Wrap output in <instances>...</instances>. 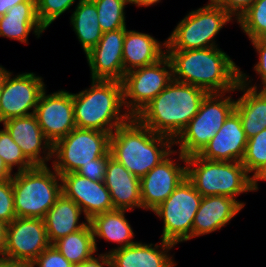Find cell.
Here are the masks:
<instances>
[{
	"label": "cell",
	"instance_id": "1",
	"mask_svg": "<svg viewBox=\"0 0 266 267\" xmlns=\"http://www.w3.org/2000/svg\"><path fill=\"white\" fill-rule=\"evenodd\" d=\"M173 79L209 93L234 92L240 81V68L219 47L193 50H166Z\"/></svg>",
	"mask_w": 266,
	"mask_h": 267
},
{
	"label": "cell",
	"instance_id": "2",
	"mask_svg": "<svg viewBox=\"0 0 266 267\" xmlns=\"http://www.w3.org/2000/svg\"><path fill=\"white\" fill-rule=\"evenodd\" d=\"M173 145L172 138L154 133L131 117L111 133L109 151L112 158L141 179L173 151Z\"/></svg>",
	"mask_w": 266,
	"mask_h": 267
},
{
	"label": "cell",
	"instance_id": "3",
	"mask_svg": "<svg viewBox=\"0 0 266 267\" xmlns=\"http://www.w3.org/2000/svg\"><path fill=\"white\" fill-rule=\"evenodd\" d=\"M207 94L201 88L173 79L135 117L154 133L175 140L198 113Z\"/></svg>",
	"mask_w": 266,
	"mask_h": 267
},
{
	"label": "cell",
	"instance_id": "4",
	"mask_svg": "<svg viewBox=\"0 0 266 267\" xmlns=\"http://www.w3.org/2000/svg\"><path fill=\"white\" fill-rule=\"evenodd\" d=\"M72 95L76 128L112 133L131 118L124 110L121 81L92 79L91 87Z\"/></svg>",
	"mask_w": 266,
	"mask_h": 267
},
{
	"label": "cell",
	"instance_id": "5",
	"mask_svg": "<svg viewBox=\"0 0 266 267\" xmlns=\"http://www.w3.org/2000/svg\"><path fill=\"white\" fill-rule=\"evenodd\" d=\"M186 178L204 196L222 195L236 199L242 193L253 192L252 176L241 161H211L198 154L186 158Z\"/></svg>",
	"mask_w": 266,
	"mask_h": 267
},
{
	"label": "cell",
	"instance_id": "6",
	"mask_svg": "<svg viewBox=\"0 0 266 267\" xmlns=\"http://www.w3.org/2000/svg\"><path fill=\"white\" fill-rule=\"evenodd\" d=\"M46 166H34L12 176L16 217L43 219L62 194L61 176Z\"/></svg>",
	"mask_w": 266,
	"mask_h": 267
},
{
	"label": "cell",
	"instance_id": "7",
	"mask_svg": "<svg viewBox=\"0 0 266 267\" xmlns=\"http://www.w3.org/2000/svg\"><path fill=\"white\" fill-rule=\"evenodd\" d=\"M226 93H209L202 100L198 113L174 140L182 155L199 154L235 110V101Z\"/></svg>",
	"mask_w": 266,
	"mask_h": 267
},
{
	"label": "cell",
	"instance_id": "8",
	"mask_svg": "<svg viewBox=\"0 0 266 267\" xmlns=\"http://www.w3.org/2000/svg\"><path fill=\"white\" fill-rule=\"evenodd\" d=\"M189 12L167 38L166 50H193L218 47L215 36L232 17L210 0Z\"/></svg>",
	"mask_w": 266,
	"mask_h": 267
},
{
	"label": "cell",
	"instance_id": "9",
	"mask_svg": "<svg viewBox=\"0 0 266 267\" xmlns=\"http://www.w3.org/2000/svg\"><path fill=\"white\" fill-rule=\"evenodd\" d=\"M111 133L74 128L52 147V168L61 174L77 172L83 165L105 156L110 150Z\"/></svg>",
	"mask_w": 266,
	"mask_h": 267
},
{
	"label": "cell",
	"instance_id": "10",
	"mask_svg": "<svg viewBox=\"0 0 266 267\" xmlns=\"http://www.w3.org/2000/svg\"><path fill=\"white\" fill-rule=\"evenodd\" d=\"M202 196L186 178L154 212L163 219L160 239L175 245L192 239L194 216L199 209Z\"/></svg>",
	"mask_w": 266,
	"mask_h": 267
},
{
	"label": "cell",
	"instance_id": "11",
	"mask_svg": "<svg viewBox=\"0 0 266 267\" xmlns=\"http://www.w3.org/2000/svg\"><path fill=\"white\" fill-rule=\"evenodd\" d=\"M172 80V65L167 55L156 63L125 73L121 81L125 110L135 117Z\"/></svg>",
	"mask_w": 266,
	"mask_h": 267
},
{
	"label": "cell",
	"instance_id": "12",
	"mask_svg": "<svg viewBox=\"0 0 266 267\" xmlns=\"http://www.w3.org/2000/svg\"><path fill=\"white\" fill-rule=\"evenodd\" d=\"M50 245L43 219L16 217L7 224L2 255L28 267Z\"/></svg>",
	"mask_w": 266,
	"mask_h": 267
},
{
	"label": "cell",
	"instance_id": "13",
	"mask_svg": "<svg viewBox=\"0 0 266 267\" xmlns=\"http://www.w3.org/2000/svg\"><path fill=\"white\" fill-rule=\"evenodd\" d=\"M12 74L5 69L0 97V123L10 118L34 114L40 95L46 88L43 78L33 72L15 76Z\"/></svg>",
	"mask_w": 266,
	"mask_h": 267
},
{
	"label": "cell",
	"instance_id": "14",
	"mask_svg": "<svg viewBox=\"0 0 266 267\" xmlns=\"http://www.w3.org/2000/svg\"><path fill=\"white\" fill-rule=\"evenodd\" d=\"M45 90L40 95L34 115L45 137L53 145L76 128L73 95L65 90L46 95Z\"/></svg>",
	"mask_w": 266,
	"mask_h": 267
},
{
	"label": "cell",
	"instance_id": "15",
	"mask_svg": "<svg viewBox=\"0 0 266 267\" xmlns=\"http://www.w3.org/2000/svg\"><path fill=\"white\" fill-rule=\"evenodd\" d=\"M174 153L178 152L173 150L165 159L140 179L143 209L153 211L186 179L187 157L179 152L178 160L185 163V166H181L170 158Z\"/></svg>",
	"mask_w": 266,
	"mask_h": 267
},
{
	"label": "cell",
	"instance_id": "16",
	"mask_svg": "<svg viewBox=\"0 0 266 267\" xmlns=\"http://www.w3.org/2000/svg\"><path fill=\"white\" fill-rule=\"evenodd\" d=\"M60 176L62 193L81 208L86 220L114 210L110 192L103 181H92L76 172Z\"/></svg>",
	"mask_w": 266,
	"mask_h": 267
},
{
	"label": "cell",
	"instance_id": "17",
	"mask_svg": "<svg viewBox=\"0 0 266 267\" xmlns=\"http://www.w3.org/2000/svg\"><path fill=\"white\" fill-rule=\"evenodd\" d=\"M126 29L103 33L98 44L85 54L91 70V80H123L125 73L122 49Z\"/></svg>",
	"mask_w": 266,
	"mask_h": 267
},
{
	"label": "cell",
	"instance_id": "18",
	"mask_svg": "<svg viewBox=\"0 0 266 267\" xmlns=\"http://www.w3.org/2000/svg\"><path fill=\"white\" fill-rule=\"evenodd\" d=\"M2 123L25 157L34 166H46L47 162L52 160L53 145L45 137L34 114L10 118Z\"/></svg>",
	"mask_w": 266,
	"mask_h": 267
},
{
	"label": "cell",
	"instance_id": "19",
	"mask_svg": "<svg viewBox=\"0 0 266 267\" xmlns=\"http://www.w3.org/2000/svg\"><path fill=\"white\" fill-rule=\"evenodd\" d=\"M247 141L239 114L234 110L198 155L211 161H241Z\"/></svg>",
	"mask_w": 266,
	"mask_h": 267
},
{
	"label": "cell",
	"instance_id": "20",
	"mask_svg": "<svg viewBox=\"0 0 266 267\" xmlns=\"http://www.w3.org/2000/svg\"><path fill=\"white\" fill-rule=\"evenodd\" d=\"M245 206L244 202L228 196H204L201 199L192 227V238L220 230Z\"/></svg>",
	"mask_w": 266,
	"mask_h": 267
},
{
	"label": "cell",
	"instance_id": "21",
	"mask_svg": "<svg viewBox=\"0 0 266 267\" xmlns=\"http://www.w3.org/2000/svg\"><path fill=\"white\" fill-rule=\"evenodd\" d=\"M174 246L176 245L162 239L155 245L137 241L110 252L111 267H175L176 263L168 255Z\"/></svg>",
	"mask_w": 266,
	"mask_h": 267
},
{
	"label": "cell",
	"instance_id": "22",
	"mask_svg": "<svg viewBox=\"0 0 266 267\" xmlns=\"http://www.w3.org/2000/svg\"><path fill=\"white\" fill-rule=\"evenodd\" d=\"M103 182L110 192L114 209L131 211L142 208L140 178L131 174L111 156L108 158Z\"/></svg>",
	"mask_w": 266,
	"mask_h": 267
},
{
	"label": "cell",
	"instance_id": "23",
	"mask_svg": "<svg viewBox=\"0 0 266 267\" xmlns=\"http://www.w3.org/2000/svg\"><path fill=\"white\" fill-rule=\"evenodd\" d=\"M166 46V41L161 43L149 34L126 29L122 49L124 73L156 63L166 55Z\"/></svg>",
	"mask_w": 266,
	"mask_h": 267
},
{
	"label": "cell",
	"instance_id": "24",
	"mask_svg": "<svg viewBox=\"0 0 266 267\" xmlns=\"http://www.w3.org/2000/svg\"><path fill=\"white\" fill-rule=\"evenodd\" d=\"M40 37L46 30L37 15V1L18 3L0 16V36L28 44V35Z\"/></svg>",
	"mask_w": 266,
	"mask_h": 267
},
{
	"label": "cell",
	"instance_id": "25",
	"mask_svg": "<svg viewBox=\"0 0 266 267\" xmlns=\"http://www.w3.org/2000/svg\"><path fill=\"white\" fill-rule=\"evenodd\" d=\"M81 208L63 193L43 218L47 236L51 245L70 233L82 229L89 221L79 224Z\"/></svg>",
	"mask_w": 266,
	"mask_h": 267
},
{
	"label": "cell",
	"instance_id": "26",
	"mask_svg": "<svg viewBox=\"0 0 266 267\" xmlns=\"http://www.w3.org/2000/svg\"><path fill=\"white\" fill-rule=\"evenodd\" d=\"M235 91L243 92L235 101V111L249 139L266 129V92L256 91L240 81Z\"/></svg>",
	"mask_w": 266,
	"mask_h": 267
},
{
	"label": "cell",
	"instance_id": "27",
	"mask_svg": "<svg viewBox=\"0 0 266 267\" xmlns=\"http://www.w3.org/2000/svg\"><path fill=\"white\" fill-rule=\"evenodd\" d=\"M126 211L127 210L114 209L112 211L95 215L89 220L93 230L96 250H98L96 243L97 238H103L107 242L111 241L119 244L118 247L108 251V254L115 249L124 248L136 243V241H133L135 236L133 229L125 218Z\"/></svg>",
	"mask_w": 266,
	"mask_h": 267
},
{
	"label": "cell",
	"instance_id": "28",
	"mask_svg": "<svg viewBox=\"0 0 266 267\" xmlns=\"http://www.w3.org/2000/svg\"><path fill=\"white\" fill-rule=\"evenodd\" d=\"M70 23L85 54L100 41L103 31L98 22L97 7L92 0H78Z\"/></svg>",
	"mask_w": 266,
	"mask_h": 267
},
{
	"label": "cell",
	"instance_id": "29",
	"mask_svg": "<svg viewBox=\"0 0 266 267\" xmlns=\"http://www.w3.org/2000/svg\"><path fill=\"white\" fill-rule=\"evenodd\" d=\"M53 245L74 266L92 258L97 251L90 222L82 229L57 240Z\"/></svg>",
	"mask_w": 266,
	"mask_h": 267
},
{
	"label": "cell",
	"instance_id": "30",
	"mask_svg": "<svg viewBox=\"0 0 266 267\" xmlns=\"http://www.w3.org/2000/svg\"><path fill=\"white\" fill-rule=\"evenodd\" d=\"M97 7L98 22L103 33L126 27L125 7L128 0H92Z\"/></svg>",
	"mask_w": 266,
	"mask_h": 267
},
{
	"label": "cell",
	"instance_id": "31",
	"mask_svg": "<svg viewBox=\"0 0 266 267\" xmlns=\"http://www.w3.org/2000/svg\"><path fill=\"white\" fill-rule=\"evenodd\" d=\"M237 23L250 40L266 38V0H256Z\"/></svg>",
	"mask_w": 266,
	"mask_h": 267
},
{
	"label": "cell",
	"instance_id": "32",
	"mask_svg": "<svg viewBox=\"0 0 266 267\" xmlns=\"http://www.w3.org/2000/svg\"><path fill=\"white\" fill-rule=\"evenodd\" d=\"M0 157L11 172L15 166H18L17 172L34 167L5 127L0 130Z\"/></svg>",
	"mask_w": 266,
	"mask_h": 267
},
{
	"label": "cell",
	"instance_id": "33",
	"mask_svg": "<svg viewBox=\"0 0 266 267\" xmlns=\"http://www.w3.org/2000/svg\"><path fill=\"white\" fill-rule=\"evenodd\" d=\"M241 163L249 174L266 163V129L248 139Z\"/></svg>",
	"mask_w": 266,
	"mask_h": 267
},
{
	"label": "cell",
	"instance_id": "34",
	"mask_svg": "<svg viewBox=\"0 0 266 267\" xmlns=\"http://www.w3.org/2000/svg\"><path fill=\"white\" fill-rule=\"evenodd\" d=\"M76 0H37V15L47 29L60 15L67 11Z\"/></svg>",
	"mask_w": 266,
	"mask_h": 267
},
{
	"label": "cell",
	"instance_id": "35",
	"mask_svg": "<svg viewBox=\"0 0 266 267\" xmlns=\"http://www.w3.org/2000/svg\"><path fill=\"white\" fill-rule=\"evenodd\" d=\"M251 43L255 51L259 55V61L254 66V70L258 75H260L261 84H263V88L258 89L259 86L256 84L252 86V84H250L251 79L248 78L249 76L243 73L241 70L240 82L245 84L246 86L253 88L256 91L266 92V38L251 40Z\"/></svg>",
	"mask_w": 266,
	"mask_h": 267
},
{
	"label": "cell",
	"instance_id": "36",
	"mask_svg": "<svg viewBox=\"0 0 266 267\" xmlns=\"http://www.w3.org/2000/svg\"><path fill=\"white\" fill-rule=\"evenodd\" d=\"M15 218L12 178L0 180V220L9 224Z\"/></svg>",
	"mask_w": 266,
	"mask_h": 267
},
{
	"label": "cell",
	"instance_id": "37",
	"mask_svg": "<svg viewBox=\"0 0 266 267\" xmlns=\"http://www.w3.org/2000/svg\"><path fill=\"white\" fill-rule=\"evenodd\" d=\"M74 267L54 246L46 248L28 267Z\"/></svg>",
	"mask_w": 266,
	"mask_h": 267
},
{
	"label": "cell",
	"instance_id": "38",
	"mask_svg": "<svg viewBox=\"0 0 266 267\" xmlns=\"http://www.w3.org/2000/svg\"><path fill=\"white\" fill-rule=\"evenodd\" d=\"M110 151L103 157L92 160V163L83 165L76 173L92 181H104Z\"/></svg>",
	"mask_w": 266,
	"mask_h": 267
},
{
	"label": "cell",
	"instance_id": "39",
	"mask_svg": "<svg viewBox=\"0 0 266 267\" xmlns=\"http://www.w3.org/2000/svg\"><path fill=\"white\" fill-rule=\"evenodd\" d=\"M213 4L222 7L231 17L238 20L239 17L256 0H210Z\"/></svg>",
	"mask_w": 266,
	"mask_h": 267
},
{
	"label": "cell",
	"instance_id": "40",
	"mask_svg": "<svg viewBox=\"0 0 266 267\" xmlns=\"http://www.w3.org/2000/svg\"><path fill=\"white\" fill-rule=\"evenodd\" d=\"M111 267L110 256L106 252L100 254L98 257L93 256L92 258L82 262L81 264L75 265L74 267Z\"/></svg>",
	"mask_w": 266,
	"mask_h": 267
},
{
	"label": "cell",
	"instance_id": "41",
	"mask_svg": "<svg viewBox=\"0 0 266 267\" xmlns=\"http://www.w3.org/2000/svg\"><path fill=\"white\" fill-rule=\"evenodd\" d=\"M252 176V190L257 191L258 181H266V163L263 164Z\"/></svg>",
	"mask_w": 266,
	"mask_h": 267
},
{
	"label": "cell",
	"instance_id": "42",
	"mask_svg": "<svg viewBox=\"0 0 266 267\" xmlns=\"http://www.w3.org/2000/svg\"><path fill=\"white\" fill-rule=\"evenodd\" d=\"M26 1H37V0H0V16L5 15L9 9L17 5L18 3Z\"/></svg>",
	"mask_w": 266,
	"mask_h": 267
},
{
	"label": "cell",
	"instance_id": "43",
	"mask_svg": "<svg viewBox=\"0 0 266 267\" xmlns=\"http://www.w3.org/2000/svg\"><path fill=\"white\" fill-rule=\"evenodd\" d=\"M6 229H7V223L0 220V255H2L5 247Z\"/></svg>",
	"mask_w": 266,
	"mask_h": 267
},
{
	"label": "cell",
	"instance_id": "44",
	"mask_svg": "<svg viewBox=\"0 0 266 267\" xmlns=\"http://www.w3.org/2000/svg\"><path fill=\"white\" fill-rule=\"evenodd\" d=\"M12 176V172L7 168L2 158L0 157V180L12 178Z\"/></svg>",
	"mask_w": 266,
	"mask_h": 267
},
{
	"label": "cell",
	"instance_id": "45",
	"mask_svg": "<svg viewBox=\"0 0 266 267\" xmlns=\"http://www.w3.org/2000/svg\"><path fill=\"white\" fill-rule=\"evenodd\" d=\"M129 4H134L138 7H149L151 5H155L156 3H159L161 0H128Z\"/></svg>",
	"mask_w": 266,
	"mask_h": 267
},
{
	"label": "cell",
	"instance_id": "46",
	"mask_svg": "<svg viewBox=\"0 0 266 267\" xmlns=\"http://www.w3.org/2000/svg\"><path fill=\"white\" fill-rule=\"evenodd\" d=\"M0 267H22V266L8 257L0 255Z\"/></svg>",
	"mask_w": 266,
	"mask_h": 267
},
{
	"label": "cell",
	"instance_id": "47",
	"mask_svg": "<svg viewBox=\"0 0 266 267\" xmlns=\"http://www.w3.org/2000/svg\"><path fill=\"white\" fill-rule=\"evenodd\" d=\"M4 78H5V68L0 65V97L4 85Z\"/></svg>",
	"mask_w": 266,
	"mask_h": 267
}]
</instances>
